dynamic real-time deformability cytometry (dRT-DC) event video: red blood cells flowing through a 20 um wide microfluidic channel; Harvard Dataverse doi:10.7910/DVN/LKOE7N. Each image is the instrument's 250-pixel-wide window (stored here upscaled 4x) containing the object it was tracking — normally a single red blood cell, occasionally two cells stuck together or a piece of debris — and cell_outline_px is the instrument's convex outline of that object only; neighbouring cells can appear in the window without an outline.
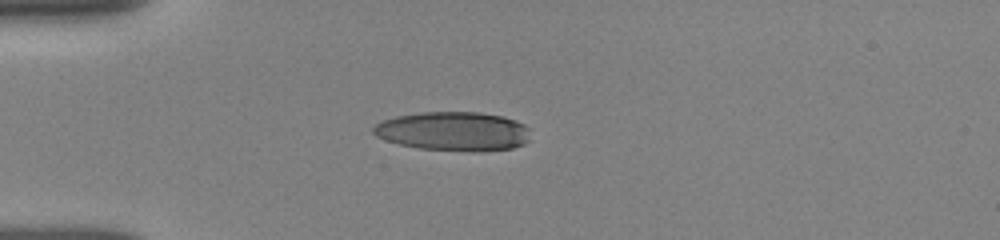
{"species": "human", "species_latin": "Homo sapiens", "temperature_condition": "room temperature", "stored_images_in_passage": 9, "camera_frame_rate_fps": 3000, "um_per_image_px": 0.085, "donor": {"sex": "female"}, "frame": {"image": 1, "passage_image": 1, "time_ms": 0.0, "image_size_px": [1000, 240], "cell_outline_px": [[528, 140], [524, 144], [512, 148], [472, 152], [420, 148], [400, 144], [384, 140], [376, 136], [372, 132], [372, 128], [376, 124], [384, 120], [396, 116], [424, 112], [480, 112], [504, 116], [516, 120], [524, 124], [528, 128]], "centroid_in_image_um": [38.55, 11.16], "position_along_channel_um": 46.5, "area_um2": 35.84}}
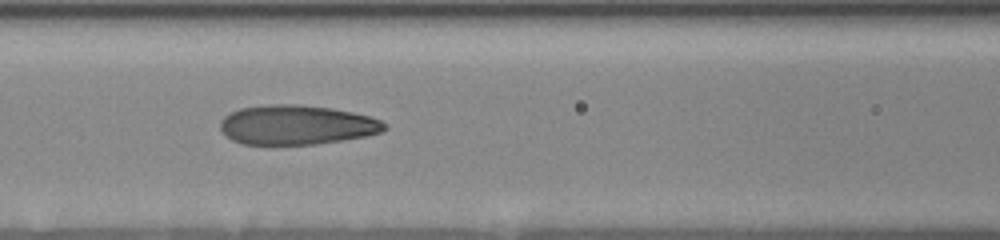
{"frame": {"image": 2, "passage_image": 6, "time_ms": 3.0, "image_size_px": [1000, 240], "cell_outline_px": [[388, 128], [380, 132], [364, 136], [340, 140], [312, 144], [244, 144], [232, 140], [220, 128], [220, 120], [224, 116], [240, 108], [268, 104], [296, 104], [332, 108], [352, 112], [368, 116], [380, 120], [388, 124]], "centroid_in_image_um": [25.21, 10.6], "position_along_channel_um": 141.4, "area_um2": 37.57}}
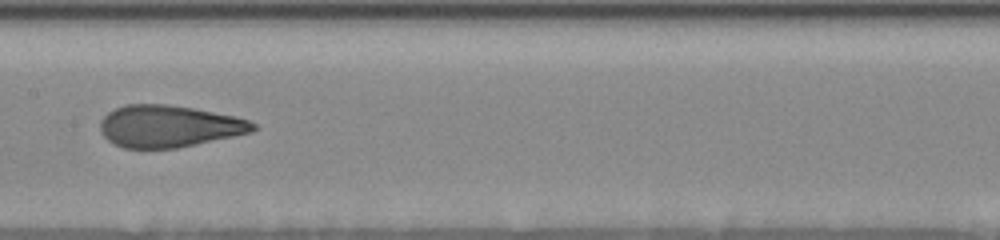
{"frame": {"image": 3, "passage_image": 8, "time_ms": 4.333, "image_size_px": [1000, 240], "cell_outline_px": [[256, 128], [252, 132], [176, 148], [124, 148], [112, 144], [100, 132], [100, 120], [108, 112], [124, 104], [168, 104], [192, 108], [236, 116], [248, 120], [256, 124]], "centroid_in_image_um": [14.32, 10.72], "position_along_channel_um": 193.1, "area_um2": 37.34}}